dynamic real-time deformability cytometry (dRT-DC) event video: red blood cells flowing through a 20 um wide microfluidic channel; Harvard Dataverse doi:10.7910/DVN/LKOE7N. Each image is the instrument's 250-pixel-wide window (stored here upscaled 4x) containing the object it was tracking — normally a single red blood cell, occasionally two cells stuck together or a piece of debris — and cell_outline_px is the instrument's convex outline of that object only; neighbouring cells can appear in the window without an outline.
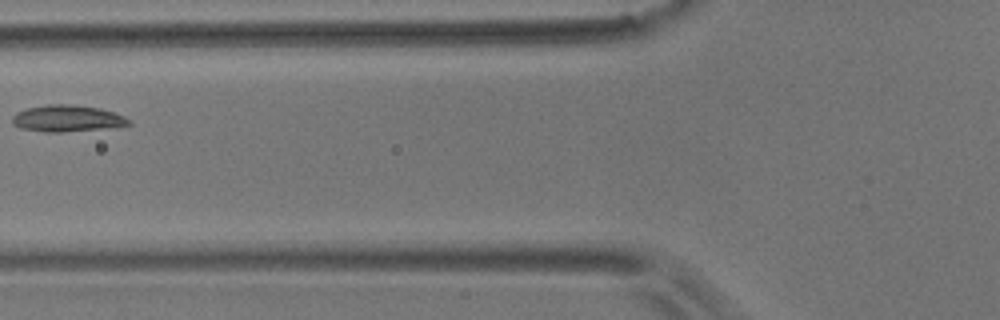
{"species": "common noctule bat (a hibernating species)", "species_latin": "Nyctalus noctula", "temperature_condition": "room temperature", "stored_images_in_passage": 13, "camera_frame_rate_fps": 3000, "um_per_image_px": 0.085, "animal": {"sex": "male", "body_mass_g": 17.9}, "frame": {"image": 1, "passage_image": 4, "time_ms": 4.333, "image_size_px": [1000, 320], "cell_outline_px": [[132, 124], [116, 128], [64, 132], [44, 132], [20, 128], [12, 124], [12, 116], [16, 112], [28, 108], [48, 104], [72, 104], [100, 108], [124, 116]], "centroid_in_image_um": [5.72, 10.08], "position_along_channel_um": 120.1, "area_um2": 18.32}}
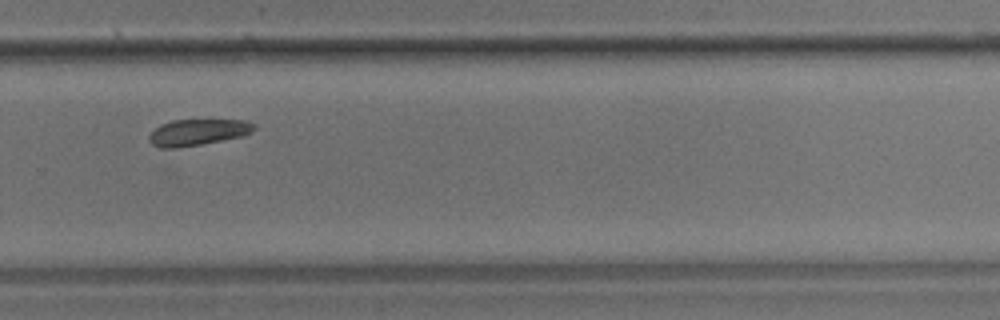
{"frame": {"image": 2, "passage_image": 9, "time_ms": 10.0, "image_size_px": [1000, 320], "cell_outline_px": [[256, 128], [252, 132], [244, 136], [200, 144], [176, 148], [160, 148], [152, 144], [148, 140], [148, 136], [160, 124], [172, 120], [248, 120], [256, 124]], "centroid_in_image_um": [16.84, 11.23], "position_along_channel_um": 313.0, "area_um2": 16.18}}
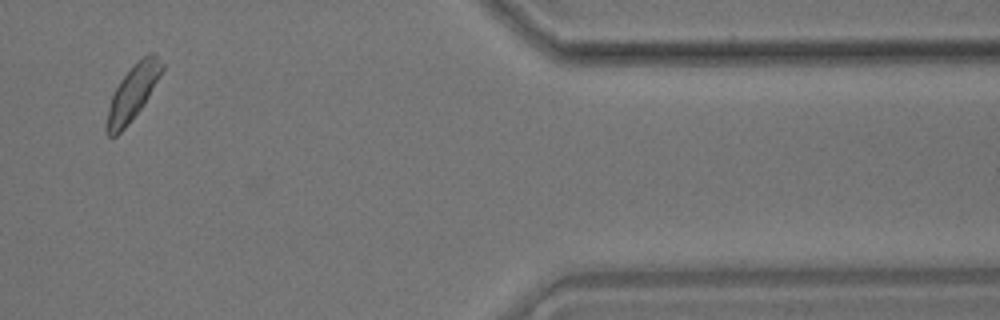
{"frame": {"image": 3, "passage_image": 12, "time_ms": 13.667, "image_size_px": [1000, 320], "cell_outline_px": [[164, 68], [160, 76], [144, 104], [128, 124], [116, 136], [108, 136], [104, 132], [104, 128], [108, 108], [112, 96], [120, 80], [148, 52], [156, 52], [164, 64]], "centroid_in_image_um": [11.28, 7.9], "position_along_channel_um": 400.1, "area_um2": 17.51}, "authors_computed_cell_mechanics": {"area_um2": 16.9354, "velocity_mm_per_s": 3.4184, "shape_relaxation_time_tau1_ms": 1.2468, "shape_relaxation_time_tau2_ms": null, "deformation_change_tau1": 0.0841, "deformation_change_tau2": null}}